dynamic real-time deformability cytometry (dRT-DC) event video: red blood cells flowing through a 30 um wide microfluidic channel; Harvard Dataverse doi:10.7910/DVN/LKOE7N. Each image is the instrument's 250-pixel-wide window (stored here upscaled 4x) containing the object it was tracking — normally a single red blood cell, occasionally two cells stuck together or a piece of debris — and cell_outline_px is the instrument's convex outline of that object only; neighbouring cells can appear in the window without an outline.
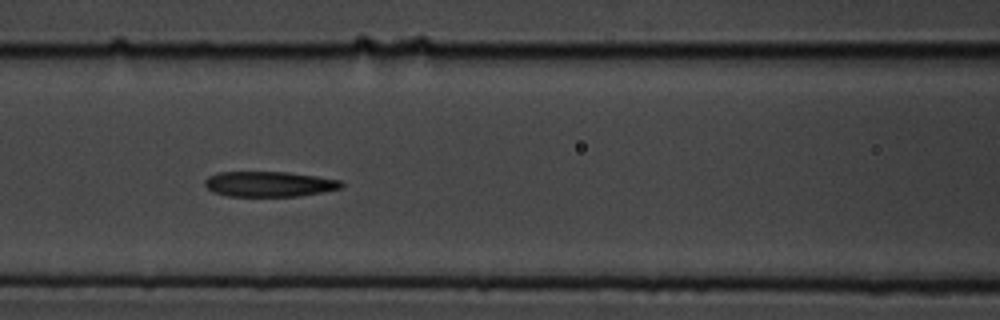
{"species": "common noctule bat (a hibernating species)", "species_latin": "Nyctalus noctula", "temperature_condition": "cold", "stored_images_in_passage": 11, "segment_of_instrument_passage": [1, 2], "camera_frame_rate_fps": 3000, "um_per_image_px": 0.085, "animal": {"sex": "male", "body_mass_g": 19.5, "forearm_length_mm": 54.6}, "frame": {"image": 1, "passage_image": 7, "time_ms": 2.0, "image_size_px": [1000, 320], "cell_outline_px": [[344, 188], [324, 192], [300, 196], [228, 196], [212, 192], [204, 184], [204, 180], [208, 176], [216, 172], [288, 172], [316, 176], [340, 180], [344, 184]], "centroid_in_image_um": [22.89, 15.64], "position_along_channel_um": 143.7, "area_um2": 20.35}}
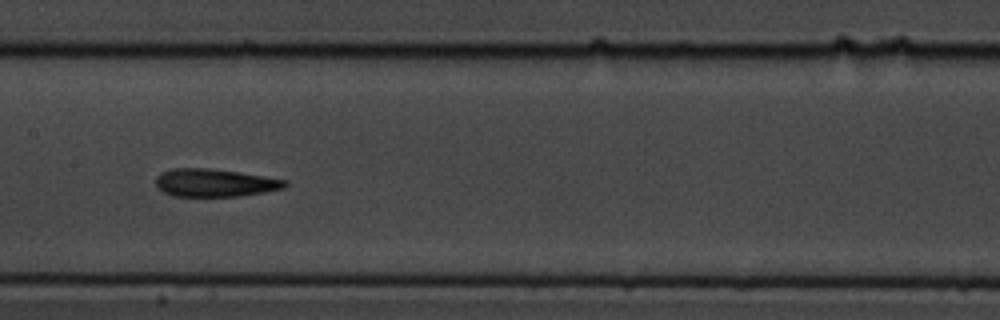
{"frame": {"image": 2, "passage_image": 8, "time_ms": 2.333, "image_size_px": [1000, 320], "cell_outline_px": [[288, 184], [284, 188], [264, 192], [240, 196], [172, 196], [164, 192], [156, 184], [156, 176], [160, 172], [172, 168], [208, 168], [264, 176], [284, 180]], "centroid_in_image_um": [18.22, 15.53], "position_along_channel_um": 189.2, "area_um2": 20.81}}
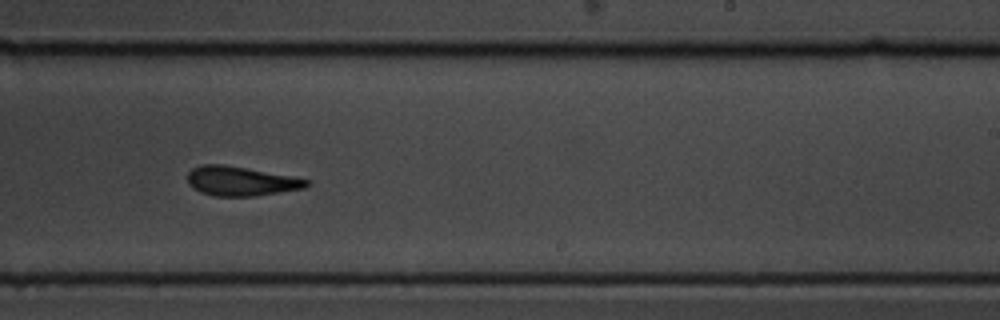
{"frame": {"image": 3, "passage_image": 10, "time_ms": 3.0, "image_size_px": [1000, 320], "cell_outline_px": [[312, 184], [304, 188], [256, 196], [212, 196], [200, 192], [192, 188], [188, 184], [188, 172], [192, 168], [200, 164], [224, 164], [292, 176], [308, 180]], "centroid_in_image_um": [20.44, 15.39], "position_along_channel_um": 268.6, "area_um2": 20.52}}